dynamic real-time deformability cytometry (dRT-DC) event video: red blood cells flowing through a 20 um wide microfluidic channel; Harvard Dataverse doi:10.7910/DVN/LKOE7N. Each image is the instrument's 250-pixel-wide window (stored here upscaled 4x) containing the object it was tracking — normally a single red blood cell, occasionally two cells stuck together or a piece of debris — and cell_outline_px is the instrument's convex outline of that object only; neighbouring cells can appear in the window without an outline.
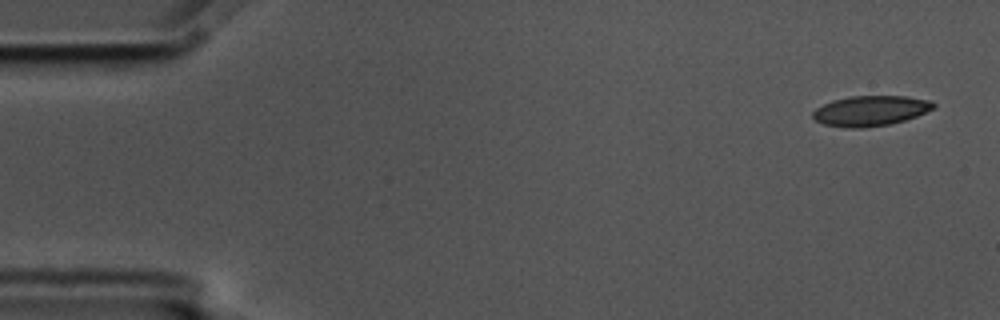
{"species": "common noctule bat (a hibernating species)", "species_latin": "Nyctalus noctula", "temperature_condition": "cold", "stored_images_in_passage": 6, "segment_of_instrument_passage": [1, 2], "camera_frame_rate_fps": 3000, "um_per_image_px": 0.085, "animal": {"sex": "male", "body_mass_g": 17.5, "forearm_length_mm": 52.3}, "frame": {"image": 1, "passage_image": 1, "time_ms": 0.0, "image_size_px": [1000, 320], "cell_outline_px": [[936, 104], [932, 108], [916, 116], [904, 120], [888, 124], [864, 128], [848, 128], [824, 124], [816, 120], [812, 116], [812, 112], [816, 108], [832, 100], [848, 96], [904, 96], [928, 100]], "centroid_in_image_um": [73.94, 9.41], "position_along_channel_um": 11.1, "area_um2": 21.04}}